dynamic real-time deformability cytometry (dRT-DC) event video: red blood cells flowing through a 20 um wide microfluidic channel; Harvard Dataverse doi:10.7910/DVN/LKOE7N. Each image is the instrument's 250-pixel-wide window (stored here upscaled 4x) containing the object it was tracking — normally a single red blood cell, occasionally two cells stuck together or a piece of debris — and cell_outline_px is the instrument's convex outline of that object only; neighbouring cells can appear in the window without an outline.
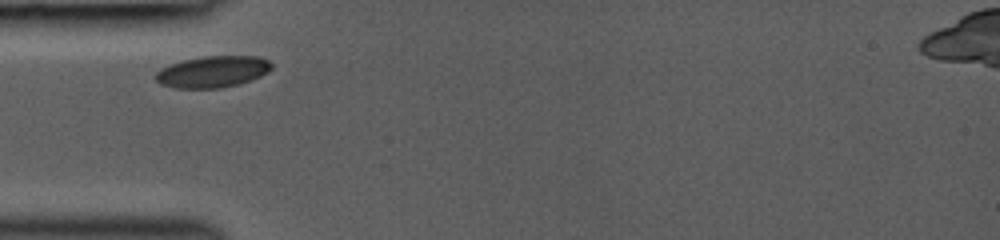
{"species": "common noctule bat (a hibernating species)", "species_latin": "Nyctalus noctula", "temperature_condition": "room temperature", "stored_images_in_passage": 2, "camera_frame_rate_fps": 3000, "um_per_image_px": 0.085, "animal": {"sex": "female", "body_mass_g": 19.0, "forearm_length_mm": 53.3}, "frame": {"image": 1, "passage_image": 1, "time_ms": 0.0, "image_size_px": [1000, 240], "cell_outline_px": [[272, 68], [268, 72], [260, 76], [236, 84], [220, 88], [176, 88], [160, 84], [152, 76], [160, 68], [184, 60], [204, 56], [256, 56], [268, 60], [272, 64]], "centroid_in_image_um": [18.04, 6.09], "position_along_channel_um": 67.0, "area_um2": 21.15}}